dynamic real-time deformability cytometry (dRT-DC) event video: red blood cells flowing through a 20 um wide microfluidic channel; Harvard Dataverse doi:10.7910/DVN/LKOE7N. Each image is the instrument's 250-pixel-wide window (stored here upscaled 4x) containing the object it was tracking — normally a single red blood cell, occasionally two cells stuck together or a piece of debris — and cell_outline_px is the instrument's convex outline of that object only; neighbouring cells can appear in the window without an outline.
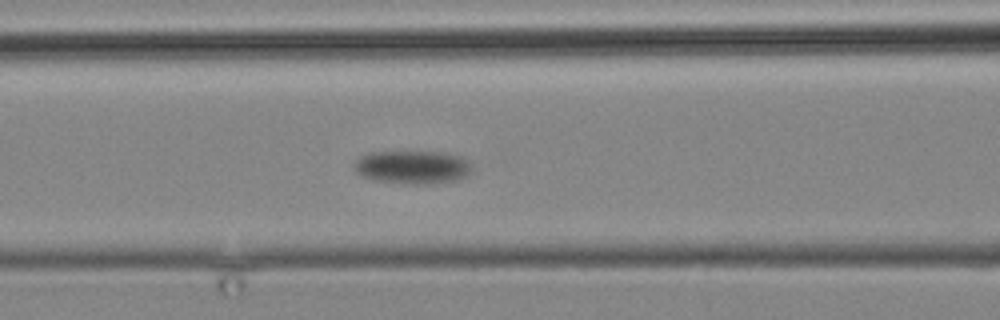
{"species": "common noctule bat (a hibernating species)", "species_latin": "Nyctalus noctula", "temperature_condition": "cold", "stored_images_in_passage": 13, "camera_frame_rate_fps": 3000, "um_per_image_px": 0.085, "animal": {"sex": "male", "body_mass_g": 19.2, "forearm_length_mm": 51.8}, "frame": {"image": 1, "passage_image": 13, "time_ms": 15.333, "image_size_px": [1000, 320], "cell_outline_px": [[468, 172], [464, 176], [456, 180], [424, 184], [412, 184], [376, 180], [360, 176], [352, 168], [356, 160], [360, 156], [368, 152], [444, 152], [464, 156], [468, 164]], "centroid_in_image_um": [34.99, 14.19], "position_along_channel_um": 131.6, "area_um2": 22.66}}